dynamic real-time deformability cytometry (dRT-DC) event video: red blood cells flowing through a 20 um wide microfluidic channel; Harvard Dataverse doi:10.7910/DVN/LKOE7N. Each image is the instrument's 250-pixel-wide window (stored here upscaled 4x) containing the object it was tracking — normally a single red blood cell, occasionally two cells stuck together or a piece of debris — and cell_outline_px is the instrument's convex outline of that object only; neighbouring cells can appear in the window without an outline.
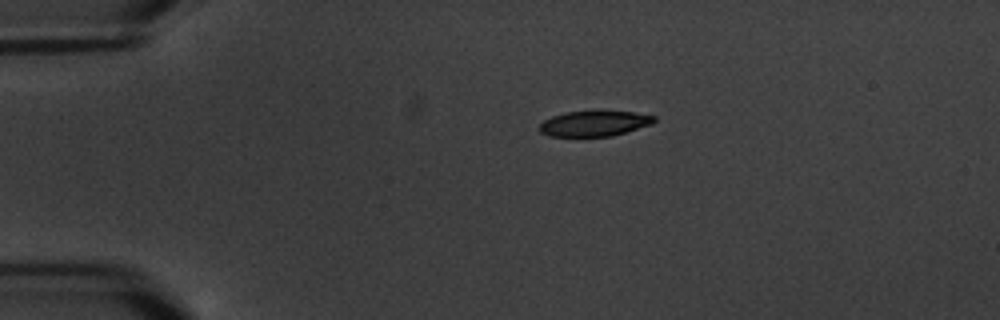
{"species": "common noctule bat (a hibernating species)", "species_latin": "Nyctalus noctula", "temperature_condition": "warm", "stored_images_in_passage": 14, "camera_frame_rate_fps": 3000, "um_per_image_px": 0.085, "animal": {"sex": "male", "body_mass_g": 20.1, "forearm_length_mm": 53.5}, "frame": {"image": 1, "passage_image": 1, "time_ms": 0.0, "image_size_px": [1000, 320], "cell_outline_px": [[656, 120], [652, 124], [612, 136], [548, 136], [540, 132], [540, 124], [544, 120], [552, 116], [564, 112], [596, 108], [632, 112], [656, 116]], "centroid_in_image_um": [50.52, 10.45], "position_along_channel_um": 34.5, "area_um2": 17.69}}
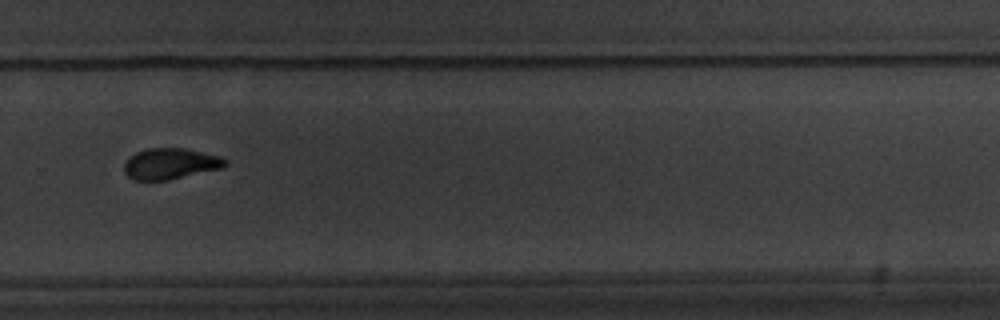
{"frame": {"image": 2, "passage_image": 9, "time_ms": 9.667, "image_size_px": [1000, 320], "cell_outline_px": [[228, 164], [224, 168], [168, 180], [132, 180], [124, 172], [124, 164], [128, 156], [136, 152], [148, 148], [184, 148], [220, 156]], "centroid_in_image_um": [14.46, 13.92], "position_along_channel_um": 315.3, "area_um2": 18.38}}
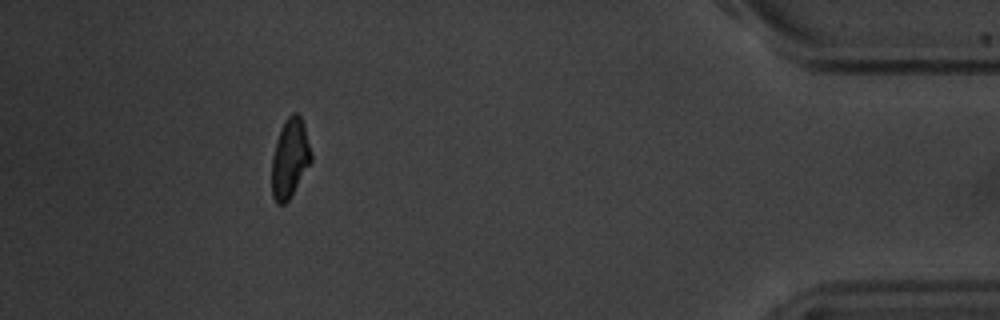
{"frame": {"image": 3, "passage_image": 13, "time_ms": 14.0, "image_size_px": [1000, 320], "cell_outline_px": [[312, 160], [288, 200], [284, 204], [276, 204], [272, 196], [272, 156], [276, 140], [280, 128], [288, 116], [292, 112], [300, 112], [304, 124], [312, 152]], "centroid_in_image_um": [24.64, 13.4], "position_along_channel_um": 410.6, "area_um2": 18.26}, "authors_computed_cell_mechanics": {"area_um2": 18.5249, "velocity_mm_per_s": 3.3816, "shape_relaxation_time_tau1_ms": 1.7416, "shape_relaxation_time_tau2_ms": 2.8307, "deformation_change_tau1": 0.1118, "deformation_change_tau2": 0.0696}}